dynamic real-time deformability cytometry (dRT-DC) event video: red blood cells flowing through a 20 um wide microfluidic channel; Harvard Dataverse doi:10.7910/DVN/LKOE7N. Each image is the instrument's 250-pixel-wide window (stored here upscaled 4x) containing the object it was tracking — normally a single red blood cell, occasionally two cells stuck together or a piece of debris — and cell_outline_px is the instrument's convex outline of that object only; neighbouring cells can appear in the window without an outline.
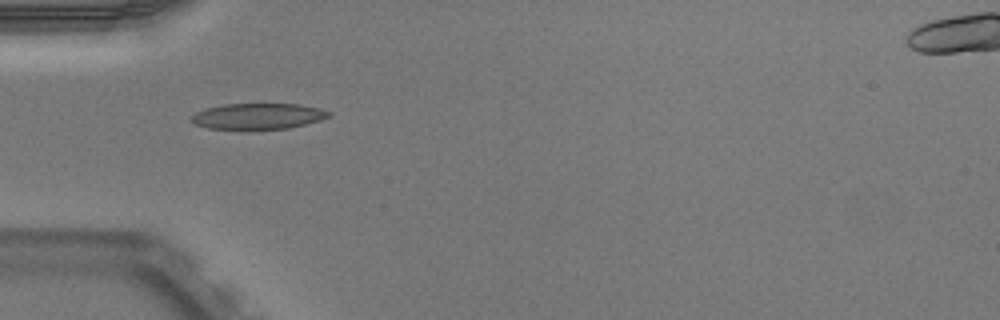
{"species": "Egyptian fruit bat (a non-hibernating species)", "species_latin": "Rousettus aegyptiacus", "temperature_condition": "warm", "stored_images_in_passage": 35, "camera_frame_rate_fps": 3000, "um_per_image_px": 0.085, "animal": {"sex": "male"}, "frame": {"image": 1, "passage_image": 1, "time_ms": 0.0, "image_size_px": [1000, 320], "cell_outline_px": [[332, 116], [320, 120], [288, 128], [244, 132], [208, 128], [196, 124], [188, 120], [196, 112], [208, 108], [224, 104], [300, 104], [320, 108], [332, 112]], "centroid_in_image_um": [21.92, 9.92], "position_along_channel_um": 63.1, "area_um2": 21.56}}
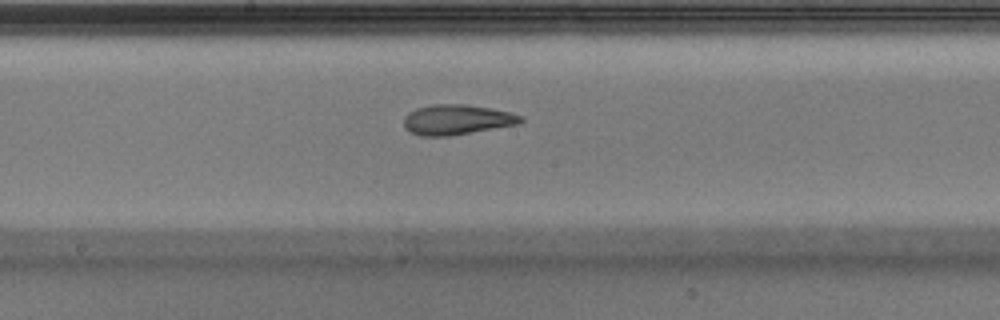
{"frame": {"image": 2, "passage_image": 12, "time_ms": 3.667, "image_size_px": [1000, 320], "cell_outline_px": [[524, 120], [520, 124], [448, 136], [420, 136], [408, 132], [404, 128], [404, 116], [408, 112], [416, 108], [432, 104], [464, 104], [512, 112], [524, 116]], "centroid_in_image_um": [38.82, 10.17], "position_along_channel_um": 209.4, "area_um2": 20.75}}
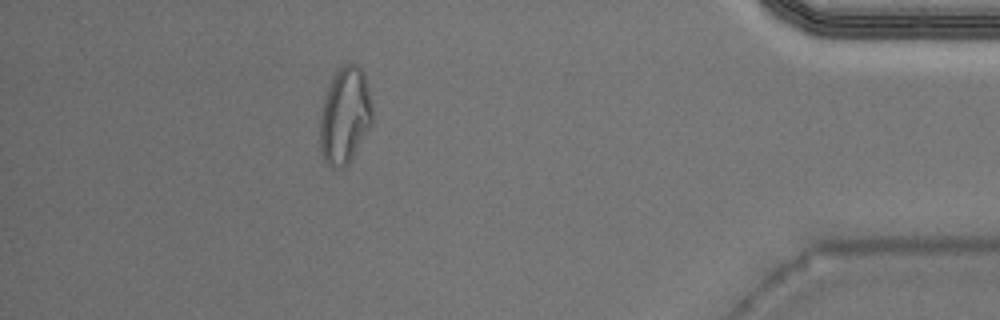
{"frame": {"image": 3, "passage_image": 30, "time_ms": 9.667, "image_size_px": [1000, 320], "cell_outline_px": [[372, 124], [348, 164], [340, 168], [332, 168], [324, 160], [320, 152], [320, 116], [324, 100], [332, 76], [344, 64], [356, 64], [360, 68], [364, 76], [368, 88], [372, 104]], "centroid_in_image_um": [29.31, 9.85], "position_along_channel_um": 405.9, "area_um2": 29.3}, "authors_computed_cell_mechanics": {"area_um2": 21.097, "velocity_mm_per_s": 4.0167, "shape_relaxation_time_tau1_ms": null, "shape_relaxation_time_tau2_ms": 2.5768, "deformation_change_tau1": null, "deformation_change_tau2": 0.1063}}